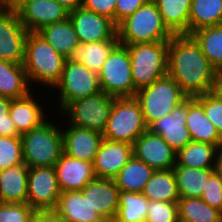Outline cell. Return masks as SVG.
<instances>
[{
    "label": "cell",
    "instance_id": "1",
    "mask_svg": "<svg viewBox=\"0 0 222 222\" xmlns=\"http://www.w3.org/2000/svg\"><path fill=\"white\" fill-rule=\"evenodd\" d=\"M216 73L191 35H174L168 41L167 74L188 97L212 92Z\"/></svg>",
    "mask_w": 222,
    "mask_h": 222
},
{
    "label": "cell",
    "instance_id": "2",
    "mask_svg": "<svg viewBox=\"0 0 222 222\" xmlns=\"http://www.w3.org/2000/svg\"><path fill=\"white\" fill-rule=\"evenodd\" d=\"M66 58L37 32H29L25 43L24 69L30 85L54 87L60 80ZM42 84V85H41Z\"/></svg>",
    "mask_w": 222,
    "mask_h": 222
},
{
    "label": "cell",
    "instance_id": "3",
    "mask_svg": "<svg viewBox=\"0 0 222 222\" xmlns=\"http://www.w3.org/2000/svg\"><path fill=\"white\" fill-rule=\"evenodd\" d=\"M117 35L122 45L169 41L174 36L152 0L118 24Z\"/></svg>",
    "mask_w": 222,
    "mask_h": 222
},
{
    "label": "cell",
    "instance_id": "4",
    "mask_svg": "<svg viewBox=\"0 0 222 222\" xmlns=\"http://www.w3.org/2000/svg\"><path fill=\"white\" fill-rule=\"evenodd\" d=\"M51 121L20 136L23 161L29 168L53 167L63 154L62 129Z\"/></svg>",
    "mask_w": 222,
    "mask_h": 222
},
{
    "label": "cell",
    "instance_id": "5",
    "mask_svg": "<svg viewBox=\"0 0 222 222\" xmlns=\"http://www.w3.org/2000/svg\"><path fill=\"white\" fill-rule=\"evenodd\" d=\"M140 103L146 125L170 114L188 96L178 83L168 74L151 85L137 90L134 96Z\"/></svg>",
    "mask_w": 222,
    "mask_h": 222
},
{
    "label": "cell",
    "instance_id": "6",
    "mask_svg": "<svg viewBox=\"0 0 222 222\" xmlns=\"http://www.w3.org/2000/svg\"><path fill=\"white\" fill-rule=\"evenodd\" d=\"M130 54L134 87L139 90L167 74L168 41L125 45Z\"/></svg>",
    "mask_w": 222,
    "mask_h": 222
},
{
    "label": "cell",
    "instance_id": "7",
    "mask_svg": "<svg viewBox=\"0 0 222 222\" xmlns=\"http://www.w3.org/2000/svg\"><path fill=\"white\" fill-rule=\"evenodd\" d=\"M147 130L139 101L135 97H115L103 138L133 145Z\"/></svg>",
    "mask_w": 222,
    "mask_h": 222
},
{
    "label": "cell",
    "instance_id": "8",
    "mask_svg": "<svg viewBox=\"0 0 222 222\" xmlns=\"http://www.w3.org/2000/svg\"><path fill=\"white\" fill-rule=\"evenodd\" d=\"M54 89L59 98L57 103L59 112H62L71 102L101 91L98 73L71 59H66L61 78L52 90Z\"/></svg>",
    "mask_w": 222,
    "mask_h": 222
},
{
    "label": "cell",
    "instance_id": "9",
    "mask_svg": "<svg viewBox=\"0 0 222 222\" xmlns=\"http://www.w3.org/2000/svg\"><path fill=\"white\" fill-rule=\"evenodd\" d=\"M101 91L113 97H134L137 90L131 73V60L125 45L118 43L98 73Z\"/></svg>",
    "mask_w": 222,
    "mask_h": 222
},
{
    "label": "cell",
    "instance_id": "10",
    "mask_svg": "<svg viewBox=\"0 0 222 222\" xmlns=\"http://www.w3.org/2000/svg\"><path fill=\"white\" fill-rule=\"evenodd\" d=\"M115 97L100 91L71 102L60 114L69 124L104 133ZM66 114V115H65Z\"/></svg>",
    "mask_w": 222,
    "mask_h": 222
},
{
    "label": "cell",
    "instance_id": "11",
    "mask_svg": "<svg viewBox=\"0 0 222 222\" xmlns=\"http://www.w3.org/2000/svg\"><path fill=\"white\" fill-rule=\"evenodd\" d=\"M61 194L53 167H31L28 173L27 204L35 211H53Z\"/></svg>",
    "mask_w": 222,
    "mask_h": 222
},
{
    "label": "cell",
    "instance_id": "12",
    "mask_svg": "<svg viewBox=\"0 0 222 222\" xmlns=\"http://www.w3.org/2000/svg\"><path fill=\"white\" fill-rule=\"evenodd\" d=\"M28 34L15 9L0 11V59L23 64Z\"/></svg>",
    "mask_w": 222,
    "mask_h": 222
},
{
    "label": "cell",
    "instance_id": "13",
    "mask_svg": "<svg viewBox=\"0 0 222 222\" xmlns=\"http://www.w3.org/2000/svg\"><path fill=\"white\" fill-rule=\"evenodd\" d=\"M78 39L82 43L118 38L117 24L111 18L79 6L69 12Z\"/></svg>",
    "mask_w": 222,
    "mask_h": 222
},
{
    "label": "cell",
    "instance_id": "14",
    "mask_svg": "<svg viewBox=\"0 0 222 222\" xmlns=\"http://www.w3.org/2000/svg\"><path fill=\"white\" fill-rule=\"evenodd\" d=\"M15 11L28 32H37L45 25L69 17V11L56 0H24Z\"/></svg>",
    "mask_w": 222,
    "mask_h": 222
},
{
    "label": "cell",
    "instance_id": "15",
    "mask_svg": "<svg viewBox=\"0 0 222 222\" xmlns=\"http://www.w3.org/2000/svg\"><path fill=\"white\" fill-rule=\"evenodd\" d=\"M176 154L160 135L149 129L133 143V155L154 170L173 169L176 165Z\"/></svg>",
    "mask_w": 222,
    "mask_h": 222
},
{
    "label": "cell",
    "instance_id": "16",
    "mask_svg": "<svg viewBox=\"0 0 222 222\" xmlns=\"http://www.w3.org/2000/svg\"><path fill=\"white\" fill-rule=\"evenodd\" d=\"M187 98L174 110L153 122L148 129L160 135L167 144L177 153L191 142V135L186 126Z\"/></svg>",
    "mask_w": 222,
    "mask_h": 222
},
{
    "label": "cell",
    "instance_id": "17",
    "mask_svg": "<svg viewBox=\"0 0 222 222\" xmlns=\"http://www.w3.org/2000/svg\"><path fill=\"white\" fill-rule=\"evenodd\" d=\"M133 156V145L103 139L93 161L96 178L113 179Z\"/></svg>",
    "mask_w": 222,
    "mask_h": 222
},
{
    "label": "cell",
    "instance_id": "18",
    "mask_svg": "<svg viewBox=\"0 0 222 222\" xmlns=\"http://www.w3.org/2000/svg\"><path fill=\"white\" fill-rule=\"evenodd\" d=\"M67 125L64 130L62 129L63 153L78 160L93 163L104 139L103 134L69 123Z\"/></svg>",
    "mask_w": 222,
    "mask_h": 222
},
{
    "label": "cell",
    "instance_id": "19",
    "mask_svg": "<svg viewBox=\"0 0 222 222\" xmlns=\"http://www.w3.org/2000/svg\"><path fill=\"white\" fill-rule=\"evenodd\" d=\"M54 168L61 192L81 191L96 178L93 163L78 160L64 153L55 163Z\"/></svg>",
    "mask_w": 222,
    "mask_h": 222
},
{
    "label": "cell",
    "instance_id": "20",
    "mask_svg": "<svg viewBox=\"0 0 222 222\" xmlns=\"http://www.w3.org/2000/svg\"><path fill=\"white\" fill-rule=\"evenodd\" d=\"M89 203L101 217H116L119 207V189L113 179L95 178L82 190Z\"/></svg>",
    "mask_w": 222,
    "mask_h": 222
},
{
    "label": "cell",
    "instance_id": "21",
    "mask_svg": "<svg viewBox=\"0 0 222 222\" xmlns=\"http://www.w3.org/2000/svg\"><path fill=\"white\" fill-rule=\"evenodd\" d=\"M33 91L24 97L11 100L9 114L20 134L31 131L49 119V114L46 115L43 106L38 103V98H35L36 95L33 96Z\"/></svg>",
    "mask_w": 222,
    "mask_h": 222
},
{
    "label": "cell",
    "instance_id": "22",
    "mask_svg": "<svg viewBox=\"0 0 222 222\" xmlns=\"http://www.w3.org/2000/svg\"><path fill=\"white\" fill-rule=\"evenodd\" d=\"M53 212L66 222H95L102 218L81 191L61 192Z\"/></svg>",
    "mask_w": 222,
    "mask_h": 222
},
{
    "label": "cell",
    "instance_id": "23",
    "mask_svg": "<svg viewBox=\"0 0 222 222\" xmlns=\"http://www.w3.org/2000/svg\"><path fill=\"white\" fill-rule=\"evenodd\" d=\"M28 173L25 163L0 170V203H27Z\"/></svg>",
    "mask_w": 222,
    "mask_h": 222
},
{
    "label": "cell",
    "instance_id": "24",
    "mask_svg": "<svg viewBox=\"0 0 222 222\" xmlns=\"http://www.w3.org/2000/svg\"><path fill=\"white\" fill-rule=\"evenodd\" d=\"M186 126L192 141L209 143L216 147L222 142L216 127L206 116L203 106L194 97H187Z\"/></svg>",
    "mask_w": 222,
    "mask_h": 222
},
{
    "label": "cell",
    "instance_id": "25",
    "mask_svg": "<svg viewBox=\"0 0 222 222\" xmlns=\"http://www.w3.org/2000/svg\"><path fill=\"white\" fill-rule=\"evenodd\" d=\"M37 33L66 59H70L80 43L69 17L63 21L45 25Z\"/></svg>",
    "mask_w": 222,
    "mask_h": 222
},
{
    "label": "cell",
    "instance_id": "26",
    "mask_svg": "<svg viewBox=\"0 0 222 222\" xmlns=\"http://www.w3.org/2000/svg\"><path fill=\"white\" fill-rule=\"evenodd\" d=\"M31 87L23 64L0 59V96L17 99L28 95Z\"/></svg>",
    "mask_w": 222,
    "mask_h": 222
},
{
    "label": "cell",
    "instance_id": "27",
    "mask_svg": "<svg viewBox=\"0 0 222 222\" xmlns=\"http://www.w3.org/2000/svg\"><path fill=\"white\" fill-rule=\"evenodd\" d=\"M154 171L153 168L133 155L113 178V181L119 191L141 193Z\"/></svg>",
    "mask_w": 222,
    "mask_h": 222
},
{
    "label": "cell",
    "instance_id": "28",
    "mask_svg": "<svg viewBox=\"0 0 222 222\" xmlns=\"http://www.w3.org/2000/svg\"><path fill=\"white\" fill-rule=\"evenodd\" d=\"M118 43V38L89 43L80 42L70 59L99 73L109 54Z\"/></svg>",
    "mask_w": 222,
    "mask_h": 222
},
{
    "label": "cell",
    "instance_id": "29",
    "mask_svg": "<svg viewBox=\"0 0 222 222\" xmlns=\"http://www.w3.org/2000/svg\"><path fill=\"white\" fill-rule=\"evenodd\" d=\"M167 28L174 35H188V19L192 0H152Z\"/></svg>",
    "mask_w": 222,
    "mask_h": 222
},
{
    "label": "cell",
    "instance_id": "30",
    "mask_svg": "<svg viewBox=\"0 0 222 222\" xmlns=\"http://www.w3.org/2000/svg\"><path fill=\"white\" fill-rule=\"evenodd\" d=\"M214 168L198 169L194 167L174 166L177 190L180 197L201 198L206 182Z\"/></svg>",
    "mask_w": 222,
    "mask_h": 222
},
{
    "label": "cell",
    "instance_id": "31",
    "mask_svg": "<svg viewBox=\"0 0 222 222\" xmlns=\"http://www.w3.org/2000/svg\"><path fill=\"white\" fill-rule=\"evenodd\" d=\"M222 25V0H192L188 35L197 29Z\"/></svg>",
    "mask_w": 222,
    "mask_h": 222
},
{
    "label": "cell",
    "instance_id": "32",
    "mask_svg": "<svg viewBox=\"0 0 222 222\" xmlns=\"http://www.w3.org/2000/svg\"><path fill=\"white\" fill-rule=\"evenodd\" d=\"M142 193L149 200L178 203L180 196L173 169L155 170Z\"/></svg>",
    "mask_w": 222,
    "mask_h": 222
},
{
    "label": "cell",
    "instance_id": "33",
    "mask_svg": "<svg viewBox=\"0 0 222 222\" xmlns=\"http://www.w3.org/2000/svg\"><path fill=\"white\" fill-rule=\"evenodd\" d=\"M216 148L209 143L191 141L177 152L175 166L214 168Z\"/></svg>",
    "mask_w": 222,
    "mask_h": 222
},
{
    "label": "cell",
    "instance_id": "34",
    "mask_svg": "<svg viewBox=\"0 0 222 222\" xmlns=\"http://www.w3.org/2000/svg\"><path fill=\"white\" fill-rule=\"evenodd\" d=\"M198 43L211 65L222 70V25L197 29L190 34Z\"/></svg>",
    "mask_w": 222,
    "mask_h": 222
},
{
    "label": "cell",
    "instance_id": "35",
    "mask_svg": "<svg viewBox=\"0 0 222 222\" xmlns=\"http://www.w3.org/2000/svg\"><path fill=\"white\" fill-rule=\"evenodd\" d=\"M178 213L179 222H222V213L197 197H180Z\"/></svg>",
    "mask_w": 222,
    "mask_h": 222
},
{
    "label": "cell",
    "instance_id": "36",
    "mask_svg": "<svg viewBox=\"0 0 222 222\" xmlns=\"http://www.w3.org/2000/svg\"><path fill=\"white\" fill-rule=\"evenodd\" d=\"M149 199L141 192L119 191L117 222H146Z\"/></svg>",
    "mask_w": 222,
    "mask_h": 222
},
{
    "label": "cell",
    "instance_id": "37",
    "mask_svg": "<svg viewBox=\"0 0 222 222\" xmlns=\"http://www.w3.org/2000/svg\"><path fill=\"white\" fill-rule=\"evenodd\" d=\"M23 163L21 137L0 136V170Z\"/></svg>",
    "mask_w": 222,
    "mask_h": 222
},
{
    "label": "cell",
    "instance_id": "38",
    "mask_svg": "<svg viewBox=\"0 0 222 222\" xmlns=\"http://www.w3.org/2000/svg\"><path fill=\"white\" fill-rule=\"evenodd\" d=\"M146 222H179L178 203L149 200Z\"/></svg>",
    "mask_w": 222,
    "mask_h": 222
},
{
    "label": "cell",
    "instance_id": "39",
    "mask_svg": "<svg viewBox=\"0 0 222 222\" xmlns=\"http://www.w3.org/2000/svg\"><path fill=\"white\" fill-rule=\"evenodd\" d=\"M222 139V100L213 92L194 96Z\"/></svg>",
    "mask_w": 222,
    "mask_h": 222
},
{
    "label": "cell",
    "instance_id": "40",
    "mask_svg": "<svg viewBox=\"0 0 222 222\" xmlns=\"http://www.w3.org/2000/svg\"><path fill=\"white\" fill-rule=\"evenodd\" d=\"M35 212L27 203H0V222H30Z\"/></svg>",
    "mask_w": 222,
    "mask_h": 222
},
{
    "label": "cell",
    "instance_id": "41",
    "mask_svg": "<svg viewBox=\"0 0 222 222\" xmlns=\"http://www.w3.org/2000/svg\"><path fill=\"white\" fill-rule=\"evenodd\" d=\"M201 199L222 213V175L214 171L206 182Z\"/></svg>",
    "mask_w": 222,
    "mask_h": 222
},
{
    "label": "cell",
    "instance_id": "42",
    "mask_svg": "<svg viewBox=\"0 0 222 222\" xmlns=\"http://www.w3.org/2000/svg\"><path fill=\"white\" fill-rule=\"evenodd\" d=\"M10 98L0 96V136L20 137L13 120L10 117Z\"/></svg>",
    "mask_w": 222,
    "mask_h": 222
},
{
    "label": "cell",
    "instance_id": "43",
    "mask_svg": "<svg viewBox=\"0 0 222 222\" xmlns=\"http://www.w3.org/2000/svg\"><path fill=\"white\" fill-rule=\"evenodd\" d=\"M81 6L97 14L107 16L115 22L116 0H83Z\"/></svg>",
    "mask_w": 222,
    "mask_h": 222
},
{
    "label": "cell",
    "instance_id": "44",
    "mask_svg": "<svg viewBox=\"0 0 222 222\" xmlns=\"http://www.w3.org/2000/svg\"><path fill=\"white\" fill-rule=\"evenodd\" d=\"M149 0H116L115 23L118 25L127 16L133 14Z\"/></svg>",
    "mask_w": 222,
    "mask_h": 222
},
{
    "label": "cell",
    "instance_id": "45",
    "mask_svg": "<svg viewBox=\"0 0 222 222\" xmlns=\"http://www.w3.org/2000/svg\"><path fill=\"white\" fill-rule=\"evenodd\" d=\"M30 222H66L53 211H36Z\"/></svg>",
    "mask_w": 222,
    "mask_h": 222
},
{
    "label": "cell",
    "instance_id": "46",
    "mask_svg": "<svg viewBox=\"0 0 222 222\" xmlns=\"http://www.w3.org/2000/svg\"><path fill=\"white\" fill-rule=\"evenodd\" d=\"M212 92L222 100V70L217 71L216 73Z\"/></svg>",
    "mask_w": 222,
    "mask_h": 222
},
{
    "label": "cell",
    "instance_id": "47",
    "mask_svg": "<svg viewBox=\"0 0 222 222\" xmlns=\"http://www.w3.org/2000/svg\"><path fill=\"white\" fill-rule=\"evenodd\" d=\"M214 170L222 175V142L216 148Z\"/></svg>",
    "mask_w": 222,
    "mask_h": 222
},
{
    "label": "cell",
    "instance_id": "48",
    "mask_svg": "<svg viewBox=\"0 0 222 222\" xmlns=\"http://www.w3.org/2000/svg\"><path fill=\"white\" fill-rule=\"evenodd\" d=\"M59 4H61L64 8H66L69 12L75 10L79 6H81V0H56Z\"/></svg>",
    "mask_w": 222,
    "mask_h": 222
},
{
    "label": "cell",
    "instance_id": "49",
    "mask_svg": "<svg viewBox=\"0 0 222 222\" xmlns=\"http://www.w3.org/2000/svg\"><path fill=\"white\" fill-rule=\"evenodd\" d=\"M11 10V1L10 0H0V11Z\"/></svg>",
    "mask_w": 222,
    "mask_h": 222
},
{
    "label": "cell",
    "instance_id": "50",
    "mask_svg": "<svg viewBox=\"0 0 222 222\" xmlns=\"http://www.w3.org/2000/svg\"><path fill=\"white\" fill-rule=\"evenodd\" d=\"M95 222H117L115 217H102L100 220Z\"/></svg>",
    "mask_w": 222,
    "mask_h": 222
},
{
    "label": "cell",
    "instance_id": "51",
    "mask_svg": "<svg viewBox=\"0 0 222 222\" xmlns=\"http://www.w3.org/2000/svg\"><path fill=\"white\" fill-rule=\"evenodd\" d=\"M10 1H11V10H12L15 9L24 0H10Z\"/></svg>",
    "mask_w": 222,
    "mask_h": 222
}]
</instances>
